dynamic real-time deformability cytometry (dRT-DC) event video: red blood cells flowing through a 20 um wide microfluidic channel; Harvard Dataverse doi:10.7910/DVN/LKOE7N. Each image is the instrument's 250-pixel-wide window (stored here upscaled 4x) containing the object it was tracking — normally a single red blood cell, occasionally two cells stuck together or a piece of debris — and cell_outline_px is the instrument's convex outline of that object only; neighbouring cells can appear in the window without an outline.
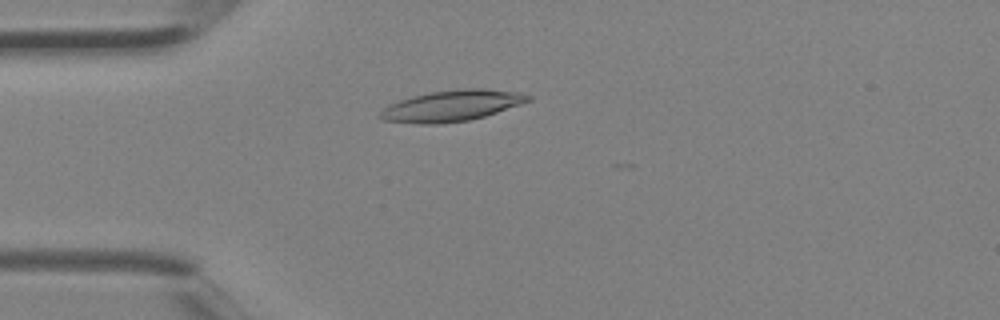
{"species": "Egyptian fruit bat (a non-hibernating species)", "species_latin": "Rousettus aegyptiacus", "temperature_condition": "room temperature", "stored_images_in_passage": 3, "camera_frame_rate_fps": 3000, "um_per_image_px": 0.085, "animal": {"sex": "female"}, "frame": {"image": 1, "passage_image": 3, "time_ms": 0.667, "image_size_px": [1000, 320], "cell_outline_px": [[532, 100], [484, 116], [468, 120], [440, 124], [420, 124], [384, 120], [376, 116], [388, 104], [412, 96], [428, 92], [464, 88], [484, 88], [520, 92], [532, 96]], "centroid_in_image_um": [38.39, 8.98], "position_along_channel_um": 46.6, "area_um2": 26.82}}